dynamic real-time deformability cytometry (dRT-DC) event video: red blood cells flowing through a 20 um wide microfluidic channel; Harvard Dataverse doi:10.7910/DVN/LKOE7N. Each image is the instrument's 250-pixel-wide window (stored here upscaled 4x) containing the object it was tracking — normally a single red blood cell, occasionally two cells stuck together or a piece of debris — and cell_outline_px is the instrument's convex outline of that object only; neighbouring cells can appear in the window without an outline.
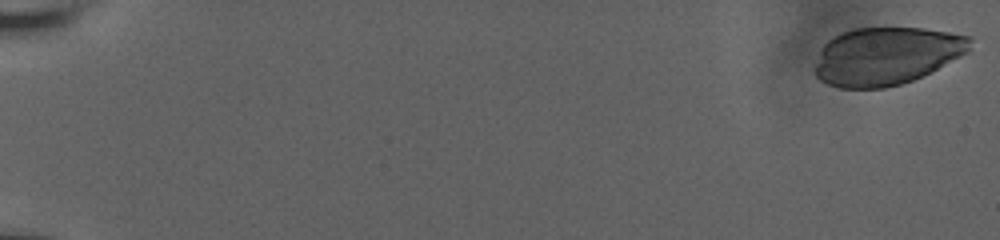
{"species": "human", "species_latin": "Homo sapiens", "temperature_condition": "room temperature", "stored_images_in_passage": 13, "camera_frame_rate_fps": 3000, "um_per_image_px": 0.085, "donor": {"sex": "male"}, "frame": {"image": 1, "passage_image": 1, "time_ms": 0.0, "image_size_px": [1000, 240], "cell_outline_px": [[972, 40], [968, 52], [912, 80], [900, 84], [884, 88], [840, 88], [828, 84], [820, 80], [816, 76], [816, 64], [820, 48], [828, 40], [844, 32], [856, 28], [924, 28], [972, 36]], "centroid_in_image_um": [75.33, 4.75], "position_along_channel_um": 9.7, "area_um2": 51.73}}